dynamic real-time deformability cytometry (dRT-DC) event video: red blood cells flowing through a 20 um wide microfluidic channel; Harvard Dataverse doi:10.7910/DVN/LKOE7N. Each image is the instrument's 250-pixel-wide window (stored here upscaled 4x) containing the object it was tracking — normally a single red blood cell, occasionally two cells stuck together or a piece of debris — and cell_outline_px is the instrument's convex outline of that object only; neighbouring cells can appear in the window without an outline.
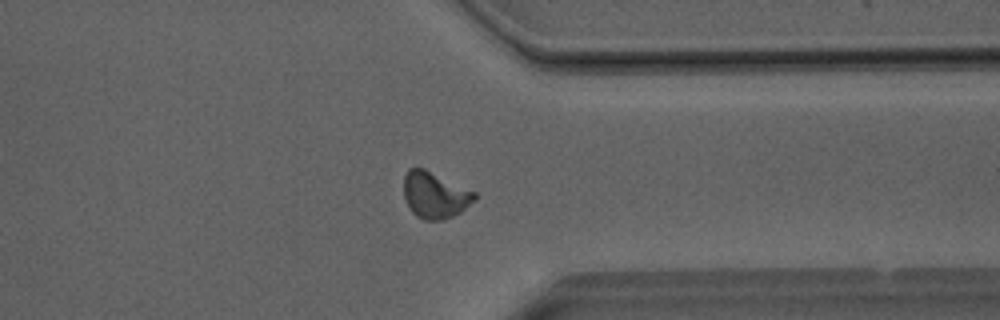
{"species": "Egyptian fruit bat (a non-hibernating species)", "species_latin": "Rousettus aegyptiacus", "temperature_condition": "room temperature", "stored_images_in_passage": 50, "camera_frame_rate_fps": 3000, "um_per_image_px": 0.085, "animal": {"sex": "male"}, "frame": {"image": 1, "passage_image": 39, "time_ms": 12.667, "image_size_px": [1000, 320], "cell_outline_px": [[476, 200], [460, 212], [444, 220], [424, 220], [416, 216], [412, 212], [404, 196], [404, 176], [408, 168], [424, 168], [476, 192]], "centroid_in_image_um": [36.97, 16.58], "position_along_channel_um": 374.4, "area_um2": 19.13}}
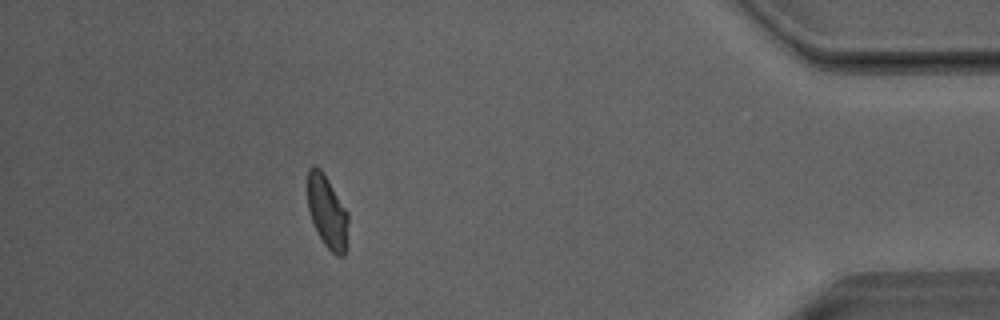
{"frame": {"image": 2, "passage_image": 45, "time_ms": 14.667, "image_size_px": [1000, 320], "cell_outline_px": [[348, 220], [344, 256], [336, 256], [324, 244], [312, 224], [308, 208], [308, 168], [312, 164], [316, 164], [324, 172], [348, 212]], "centroid_in_image_um": [27.79, 17.96], "position_along_channel_um": 407.4, "area_um2": 17.34}, "authors_computed_cell_mechanics": {"area_um2": 18.5827, "velocity_mm_per_s": 4.0476, "shape_relaxation_time_tau1_ms": 6.0534, "shape_relaxation_time_tau2_ms": 1.258, "deformation_change_tau1": 0.1524, "deformation_change_tau2": 0.0633}}